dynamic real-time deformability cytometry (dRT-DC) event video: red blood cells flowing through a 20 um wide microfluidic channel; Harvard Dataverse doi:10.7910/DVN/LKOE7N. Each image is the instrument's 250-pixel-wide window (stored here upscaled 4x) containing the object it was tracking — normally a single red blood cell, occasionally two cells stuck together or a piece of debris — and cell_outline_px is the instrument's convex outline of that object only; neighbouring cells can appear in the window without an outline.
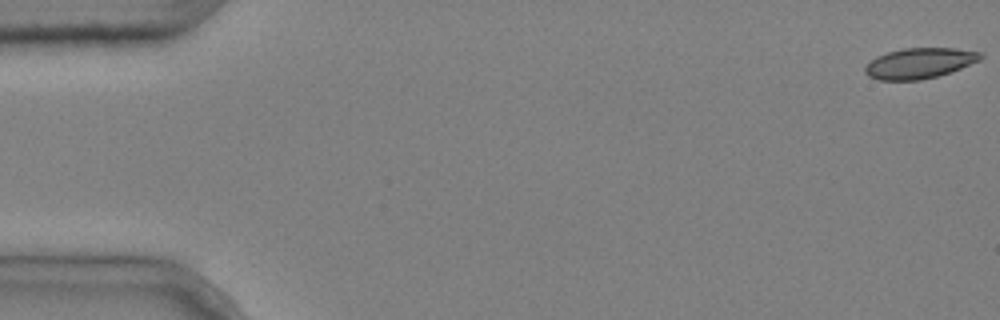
{"species": "common noctule bat (a hibernating species)", "species_latin": "Nyctalus noctula", "temperature_condition": "cold", "stored_images_in_passage": 5, "camera_frame_rate_fps": 3000, "um_per_image_px": 0.085, "animal": {"sex": "male", "body_mass_g": 20.4}, "frame": {"image": 1, "passage_image": 1, "time_ms": 0.0, "image_size_px": [1000, 320], "cell_outline_px": [[984, 56], [980, 60], [960, 68], [936, 76], [920, 80], [880, 80], [868, 76], [864, 72], [864, 68], [876, 56], [888, 52], [904, 48], [956, 48], [980, 52]], "centroid_in_image_um": [78.14, 5.37], "position_along_channel_um": 6.9, "area_um2": 20.35}}
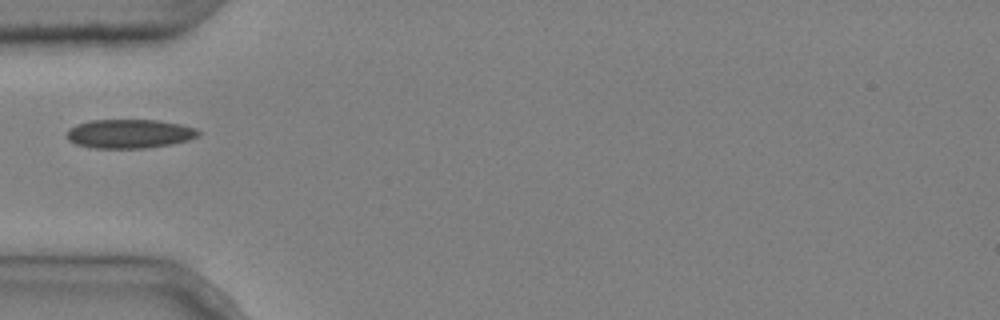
{"frame": {"image": 2, "passage_image": 5, "time_ms": 1.333, "image_size_px": [1000, 320], "cell_outline_px": [[200, 136], [188, 140], [172, 144], [144, 148], [92, 148], [76, 144], [68, 140], [68, 128], [76, 124], [88, 120], [156, 120], [180, 124], [196, 128], [200, 132]], "centroid_in_image_um": [11.0, 11.36], "position_along_channel_um": 74.0, "area_um2": 22.31}}